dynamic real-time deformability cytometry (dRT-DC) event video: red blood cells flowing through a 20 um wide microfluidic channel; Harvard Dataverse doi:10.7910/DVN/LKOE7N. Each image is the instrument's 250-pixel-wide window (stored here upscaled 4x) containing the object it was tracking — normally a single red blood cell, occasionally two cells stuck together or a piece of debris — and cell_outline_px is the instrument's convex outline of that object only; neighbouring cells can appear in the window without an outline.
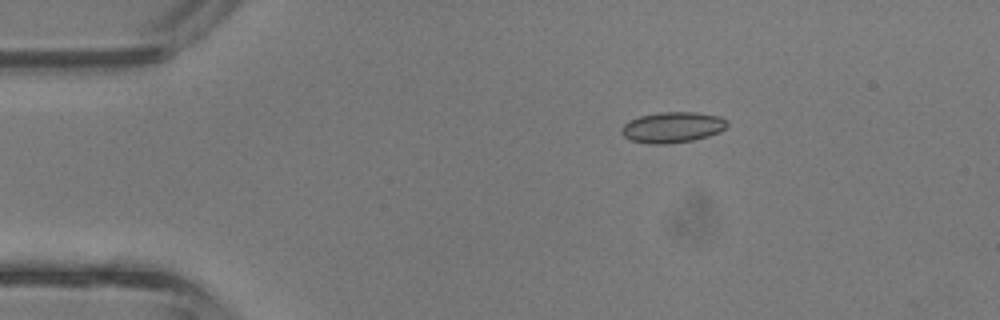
{"species": "common noctule bat (a hibernating species)", "species_latin": "Nyctalus noctula", "temperature_condition": "room temperature", "stored_images_in_passage": 2, "camera_frame_rate_fps": 3000, "um_per_image_px": 0.085, "animal": {"sex": "male", "body_mass_g": 13.3}, "frame": {"image": 1, "passage_image": 1, "time_ms": 0.0, "image_size_px": [1000, 320], "cell_outline_px": [[728, 124], [720, 132], [708, 136], [692, 140], [668, 144], [648, 144], [632, 140], [624, 136], [620, 132], [620, 128], [628, 120], [640, 116], [660, 112], [696, 112], [720, 116]], "centroid_in_image_um": [57.13, 10.82], "position_along_channel_um": 27.9, "area_um2": 18.96}}